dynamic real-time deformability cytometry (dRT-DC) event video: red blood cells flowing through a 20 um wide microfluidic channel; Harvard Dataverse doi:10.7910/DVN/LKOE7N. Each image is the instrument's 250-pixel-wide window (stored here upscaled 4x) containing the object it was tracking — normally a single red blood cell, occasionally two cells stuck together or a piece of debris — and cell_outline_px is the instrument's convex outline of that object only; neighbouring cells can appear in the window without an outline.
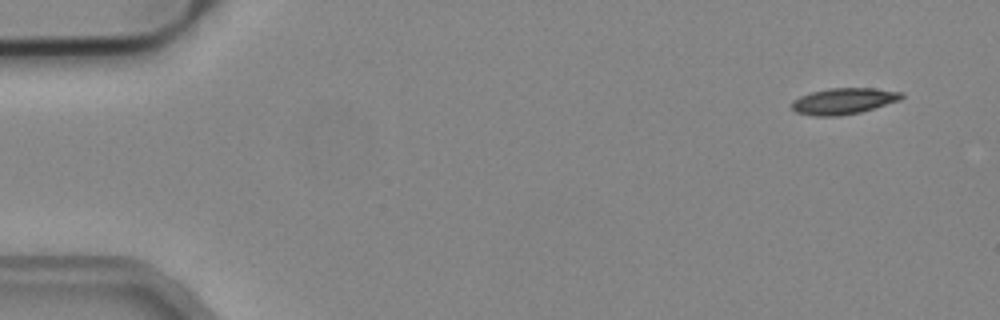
{"species": "common noctule bat (a hibernating species)", "species_latin": "Nyctalus noctula", "temperature_condition": "cold", "stored_images_in_passage": 6, "segment_of_instrument_passage": [2, 2], "camera_frame_rate_fps": 3000, "um_per_image_px": 0.085, "animal": {"sex": "male", "body_mass_g": 19.2, "forearm_length_mm": 51.8}, "frame": {"image": 1, "passage_image": 6, "time_ms": 1.667, "image_size_px": [1000, 320], "cell_outline_px": [[904, 96], [900, 100], [860, 112], [840, 116], [812, 116], [796, 112], [792, 108], [792, 100], [800, 96], [812, 92], [828, 88], [872, 88], [904, 92]], "centroid_in_image_um": [71.7, 8.59], "position_along_channel_um": 13.3, "area_um2": 16.76}}